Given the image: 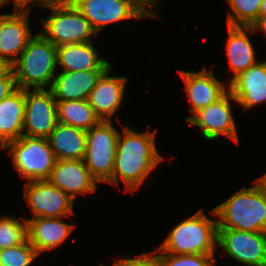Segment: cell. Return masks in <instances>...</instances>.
Wrapping results in <instances>:
<instances>
[{
  "label": "cell",
  "mask_w": 266,
  "mask_h": 266,
  "mask_svg": "<svg viewBox=\"0 0 266 266\" xmlns=\"http://www.w3.org/2000/svg\"><path fill=\"white\" fill-rule=\"evenodd\" d=\"M123 130V139L119 134L117 141L113 174L107 183L119 184L120 176L125 190L134 191L164 157L156 149L155 131L140 134L127 127Z\"/></svg>",
  "instance_id": "obj_1"
},
{
  "label": "cell",
  "mask_w": 266,
  "mask_h": 266,
  "mask_svg": "<svg viewBox=\"0 0 266 266\" xmlns=\"http://www.w3.org/2000/svg\"><path fill=\"white\" fill-rule=\"evenodd\" d=\"M255 182L253 187L242 188L210 211L219 217L217 229L266 232V193Z\"/></svg>",
  "instance_id": "obj_2"
},
{
  "label": "cell",
  "mask_w": 266,
  "mask_h": 266,
  "mask_svg": "<svg viewBox=\"0 0 266 266\" xmlns=\"http://www.w3.org/2000/svg\"><path fill=\"white\" fill-rule=\"evenodd\" d=\"M57 65V47L42 34L34 35L20 57L10 66L17 88L44 89L52 85Z\"/></svg>",
  "instance_id": "obj_3"
},
{
  "label": "cell",
  "mask_w": 266,
  "mask_h": 266,
  "mask_svg": "<svg viewBox=\"0 0 266 266\" xmlns=\"http://www.w3.org/2000/svg\"><path fill=\"white\" fill-rule=\"evenodd\" d=\"M217 246V221L209 219L202 210L173 228L157 252L175 255H214Z\"/></svg>",
  "instance_id": "obj_4"
},
{
  "label": "cell",
  "mask_w": 266,
  "mask_h": 266,
  "mask_svg": "<svg viewBox=\"0 0 266 266\" xmlns=\"http://www.w3.org/2000/svg\"><path fill=\"white\" fill-rule=\"evenodd\" d=\"M51 10V16L41 18L42 35L53 45L87 43L97 35L90 23L71 4L60 0H53L45 6Z\"/></svg>",
  "instance_id": "obj_5"
},
{
  "label": "cell",
  "mask_w": 266,
  "mask_h": 266,
  "mask_svg": "<svg viewBox=\"0 0 266 266\" xmlns=\"http://www.w3.org/2000/svg\"><path fill=\"white\" fill-rule=\"evenodd\" d=\"M9 149L14 167L28 181L47 180L57 161L47 138L22 135L7 142L0 150Z\"/></svg>",
  "instance_id": "obj_6"
},
{
  "label": "cell",
  "mask_w": 266,
  "mask_h": 266,
  "mask_svg": "<svg viewBox=\"0 0 266 266\" xmlns=\"http://www.w3.org/2000/svg\"><path fill=\"white\" fill-rule=\"evenodd\" d=\"M157 1L159 0H79L74 6L98 33L112 22L132 18H159V15L151 11V6L156 8Z\"/></svg>",
  "instance_id": "obj_7"
},
{
  "label": "cell",
  "mask_w": 266,
  "mask_h": 266,
  "mask_svg": "<svg viewBox=\"0 0 266 266\" xmlns=\"http://www.w3.org/2000/svg\"><path fill=\"white\" fill-rule=\"evenodd\" d=\"M119 134L111 121L102 120L86 131L83 161L97 182H107L112 177Z\"/></svg>",
  "instance_id": "obj_8"
},
{
  "label": "cell",
  "mask_w": 266,
  "mask_h": 266,
  "mask_svg": "<svg viewBox=\"0 0 266 266\" xmlns=\"http://www.w3.org/2000/svg\"><path fill=\"white\" fill-rule=\"evenodd\" d=\"M58 123L56 100L50 89H25L22 135L47 138Z\"/></svg>",
  "instance_id": "obj_9"
},
{
  "label": "cell",
  "mask_w": 266,
  "mask_h": 266,
  "mask_svg": "<svg viewBox=\"0 0 266 266\" xmlns=\"http://www.w3.org/2000/svg\"><path fill=\"white\" fill-rule=\"evenodd\" d=\"M217 246L238 262L266 266V232L217 229Z\"/></svg>",
  "instance_id": "obj_10"
},
{
  "label": "cell",
  "mask_w": 266,
  "mask_h": 266,
  "mask_svg": "<svg viewBox=\"0 0 266 266\" xmlns=\"http://www.w3.org/2000/svg\"><path fill=\"white\" fill-rule=\"evenodd\" d=\"M24 195L33 219L37 217L58 218L74 214L73 201L61 189L48 180H33L25 183Z\"/></svg>",
  "instance_id": "obj_11"
},
{
  "label": "cell",
  "mask_w": 266,
  "mask_h": 266,
  "mask_svg": "<svg viewBox=\"0 0 266 266\" xmlns=\"http://www.w3.org/2000/svg\"><path fill=\"white\" fill-rule=\"evenodd\" d=\"M230 99L235 101L233 95L228 91L217 102L186 118L187 122L195 127L202 128V134L207 140L216 139L221 134L238 143Z\"/></svg>",
  "instance_id": "obj_12"
},
{
  "label": "cell",
  "mask_w": 266,
  "mask_h": 266,
  "mask_svg": "<svg viewBox=\"0 0 266 266\" xmlns=\"http://www.w3.org/2000/svg\"><path fill=\"white\" fill-rule=\"evenodd\" d=\"M30 6L0 15V59L9 67L18 59L33 37L28 26ZM14 56V57H13Z\"/></svg>",
  "instance_id": "obj_13"
},
{
  "label": "cell",
  "mask_w": 266,
  "mask_h": 266,
  "mask_svg": "<svg viewBox=\"0 0 266 266\" xmlns=\"http://www.w3.org/2000/svg\"><path fill=\"white\" fill-rule=\"evenodd\" d=\"M47 180L72 200L77 193L95 192L97 182L82 159L57 160Z\"/></svg>",
  "instance_id": "obj_14"
},
{
  "label": "cell",
  "mask_w": 266,
  "mask_h": 266,
  "mask_svg": "<svg viewBox=\"0 0 266 266\" xmlns=\"http://www.w3.org/2000/svg\"><path fill=\"white\" fill-rule=\"evenodd\" d=\"M179 73L185 82L187 97L190 100V104H192V107L188 108V110L194 114L200 109L217 102L227 93L225 84L221 83L205 67L198 72L179 70Z\"/></svg>",
  "instance_id": "obj_15"
},
{
  "label": "cell",
  "mask_w": 266,
  "mask_h": 266,
  "mask_svg": "<svg viewBox=\"0 0 266 266\" xmlns=\"http://www.w3.org/2000/svg\"><path fill=\"white\" fill-rule=\"evenodd\" d=\"M228 91L244 111L266 101V61L256 63L235 78H231Z\"/></svg>",
  "instance_id": "obj_16"
},
{
  "label": "cell",
  "mask_w": 266,
  "mask_h": 266,
  "mask_svg": "<svg viewBox=\"0 0 266 266\" xmlns=\"http://www.w3.org/2000/svg\"><path fill=\"white\" fill-rule=\"evenodd\" d=\"M106 71H64L54 77L50 90L56 101L88 99L91 90L96 86L98 80Z\"/></svg>",
  "instance_id": "obj_17"
},
{
  "label": "cell",
  "mask_w": 266,
  "mask_h": 266,
  "mask_svg": "<svg viewBox=\"0 0 266 266\" xmlns=\"http://www.w3.org/2000/svg\"><path fill=\"white\" fill-rule=\"evenodd\" d=\"M108 69L91 90L88 102L102 121H110L119 108L124 94L127 78L109 76Z\"/></svg>",
  "instance_id": "obj_18"
},
{
  "label": "cell",
  "mask_w": 266,
  "mask_h": 266,
  "mask_svg": "<svg viewBox=\"0 0 266 266\" xmlns=\"http://www.w3.org/2000/svg\"><path fill=\"white\" fill-rule=\"evenodd\" d=\"M61 220V217L26 219L27 240L38 254L59 246L75 227Z\"/></svg>",
  "instance_id": "obj_19"
},
{
  "label": "cell",
  "mask_w": 266,
  "mask_h": 266,
  "mask_svg": "<svg viewBox=\"0 0 266 266\" xmlns=\"http://www.w3.org/2000/svg\"><path fill=\"white\" fill-rule=\"evenodd\" d=\"M92 42L63 44L57 46V65L64 71L108 70L112 67L104 58H99Z\"/></svg>",
  "instance_id": "obj_20"
},
{
  "label": "cell",
  "mask_w": 266,
  "mask_h": 266,
  "mask_svg": "<svg viewBox=\"0 0 266 266\" xmlns=\"http://www.w3.org/2000/svg\"><path fill=\"white\" fill-rule=\"evenodd\" d=\"M24 113V89L17 88L0 102V149L7 142L22 136Z\"/></svg>",
  "instance_id": "obj_21"
},
{
  "label": "cell",
  "mask_w": 266,
  "mask_h": 266,
  "mask_svg": "<svg viewBox=\"0 0 266 266\" xmlns=\"http://www.w3.org/2000/svg\"><path fill=\"white\" fill-rule=\"evenodd\" d=\"M47 140L57 160L84 159L86 130L58 122Z\"/></svg>",
  "instance_id": "obj_22"
},
{
  "label": "cell",
  "mask_w": 266,
  "mask_h": 266,
  "mask_svg": "<svg viewBox=\"0 0 266 266\" xmlns=\"http://www.w3.org/2000/svg\"><path fill=\"white\" fill-rule=\"evenodd\" d=\"M228 27V42H227V55L232 71L234 72L233 78L249 67L255 65V53L251 41L245 31L248 27L244 26H227Z\"/></svg>",
  "instance_id": "obj_23"
},
{
  "label": "cell",
  "mask_w": 266,
  "mask_h": 266,
  "mask_svg": "<svg viewBox=\"0 0 266 266\" xmlns=\"http://www.w3.org/2000/svg\"><path fill=\"white\" fill-rule=\"evenodd\" d=\"M57 120L61 124L90 130L96 126L101 119L96 115L94 109L89 105L87 99L76 101H56Z\"/></svg>",
  "instance_id": "obj_24"
},
{
  "label": "cell",
  "mask_w": 266,
  "mask_h": 266,
  "mask_svg": "<svg viewBox=\"0 0 266 266\" xmlns=\"http://www.w3.org/2000/svg\"><path fill=\"white\" fill-rule=\"evenodd\" d=\"M232 13L228 12L227 26L251 27L259 17L261 0H226Z\"/></svg>",
  "instance_id": "obj_25"
},
{
  "label": "cell",
  "mask_w": 266,
  "mask_h": 266,
  "mask_svg": "<svg viewBox=\"0 0 266 266\" xmlns=\"http://www.w3.org/2000/svg\"><path fill=\"white\" fill-rule=\"evenodd\" d=\"M23 221L11 217L0 218V250L22 244L27 239L26 218Z\"/></svg>",
  "instance_id": "obj_26"
},
{
  "label": "cell",
  "mask_w": 266,
  "mask_h": 266,
  "mask_svg": "<svg viewBox=\"0 0 266 266\" xmlns=\"http://www.w3.org/2000/svg\"><path fill=\"white\" fill-rule=\"evenodd\" d=\"M38 255L26 239L22 244L0 250V266H30Z\"/></svg>",
  "instance_id": "obj_27"
},
{
  "label": "cell",
  "mask_w": 266,
  "mask_h": 266,
  "mask_svg": "<svg viewBox=\"0 0 266 266\" xmlns=\"http://www.w3.org/2000/svg\"><path fill=\"white\" fill-rule=\"evenodd\" d=\"M155 256L159 266H213L212 263H214V255H175L162 252Z\"/></svg>",
  "instance_id": "obj_28"
},
{
  "label": "cell",
  "mask_w": 266,
  "mask_h": 266,
  "mask_svg": "<svg viewBox=\"0 0 266 266\" xmlns=\"http://www.w3.org/2000/svg\"><path fill=\"white\" fill-rule=\"evenodd\" d=\"M154 254L155 251L152 252V256H150V254L143 253L140 254L138 258L124 259L122 257L120 260L115 259L113 266H159L157 258Z\"/></svg>",
  "instance_id": "obj_29"
},
{
  "label": "cell",
  "mask_w": 266,
  "mask_h": 266,
  "mask_svg": "<svg viewBox=\"0 0 266 266\" xmlns=\"http://www.w3.org/2000/svg\"><path fill=\"white\" fill-rule=\"evenodd\" d=\"M17 89L15 75L11 67H9L0 76V102L13 93Z\"/></svg>",
  "instance_id": "obj_30"
},
{
  "label": "cell",
  "mask_w": 266,
  "mask_h": 266,
  "mask_svg": "<svg viewBox=\"0 0 266 266\" xmlns=\"http://www.w3.org/2000/svg\"><path fill=\"white\" fill-rule=\"evenodd\" d=\"M15 5V10H25V6H27L29 3L35 4V0H13ZM53 0H36V4L40 7H45L49 3H51Z\"/></svg>",
  "instance_id": "obj_31"
},
{
  "label": "cell",
  "mask_w": 266,
  "mask_h": 266,
  "mask_svg": "<svg viewBox=\"0 0 266 266\" xmlns=\"http://www.w3.org/2000/svg\"><path fill=\"white\" fill-rule=\"evenodd\" d=\"M258 29L263 30L266 35V16H259L252 26L248 27V32L253 34Z\"/></svg>",
  "instance_id": "obj_32"
},
{
  "label": "cell",
  "mask_w": 266,
  "mask_h": 266,
  "mask_svg": "<svg viewBox=\"0 0 266 266\" xmlns=\"http://www.w3.org/2000/svg\"><path fill=\"white\" fill-rule=\"evenodd\" d=\"M256 181L262 186L266 193V173L263 176L257 178Z\"/></svg>",
  "instance_id": "obj_33"
},
{
  "label": "cell",
  "mask_w": 266,
  "mask_h": 266,
  "mask_svg": "<svg viewBox=\"0 0 266 266\" xmlns=\"http://www.w3.org/2000/svg\"><path fill=\"white\" fill-rule=\"evenodd\" d=\"M259 16H266V0H261Z\"/></svg>",
  "instance_id": "obj_34"
},
{
  "label": "cell",
  "mask_w": 266,
  "mask_h": 266,
  "mask_svg": "<svg viewBox=\"0 0 266 266\" xmlns=\"http://www.w3.org/2000/svg\"><path fill=\"white\" fill-rule=\"evenodd\" d=\"M9 68V66L0 59V76Z\"/></svg>",
  "instance_id": "obj_35"
},
{
  "label": "cell",
  "mask_w": 266,
  "mask_h": 266,
  "mask_svg": "<svg viewBox=\"0 0 266 266\" xmlns=\"http://www.w3.org/2000/svg\"><path fill=\"white\" fill-rule=\"evenodd\" d=\"M60 1L71 4V5H75L79 0H60Z\"/></svg>",
  "instance_id": "obj_36"
},
{
  "label": "cell",
  "mask_w": 266,
  "mask_h": 266,
  "mask_svg": "<svg viewBox=\"0 0 266 266\" xmlns=\"http://www.w3.org/2000/svg\"><path fill=\"white\" fill-rule=\"evenodd\" d=\"M8 2H9V0H0V7H1L3 4L8 3Z\"/></svg>",
  "instance_id": "obj_37"
}]
</instances>
